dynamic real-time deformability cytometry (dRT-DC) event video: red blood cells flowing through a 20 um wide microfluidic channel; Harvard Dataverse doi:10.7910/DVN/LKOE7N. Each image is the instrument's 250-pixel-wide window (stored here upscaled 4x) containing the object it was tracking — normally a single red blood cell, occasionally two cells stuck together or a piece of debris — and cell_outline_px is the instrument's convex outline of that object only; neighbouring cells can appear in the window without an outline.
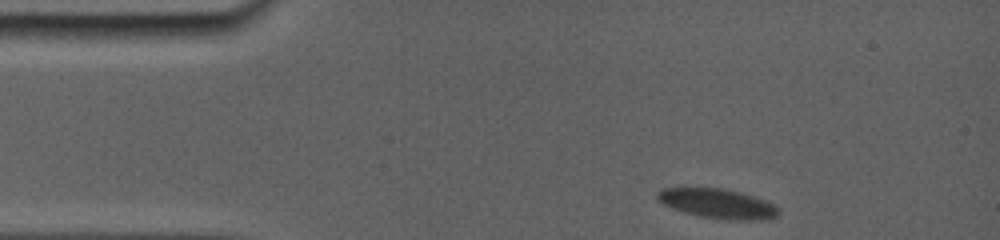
{"species": "common noctule bat (a hibernating species)", "species_latin": "Nyctalus noctula", "temperature_condition": "room temperature", "stored_images_in_passage": 10, "camera_frame_rate_fps": 5000, "um_per_image_px": 0.085, "animal": {"sex": "female", "body_mass_g": 19.0, "forearm_length_mm": 56.7}, "frame": {"image": 1, "passage_image": 1, "time_ms": 0.0, "image_size_px": [1000, 240], "cell_outline_px": [[780, 212], [776, 216], [768, 220], [728, 220], [696, 216], [672, 208], [664, 204], [656, 196], [656, 192], [660, 188], [720, 188], [740, 192], [756, 196], [776, 204], [780, 208]], "centroid_in_image_um": [61.06, 17.31], "position_along_channel_um": 23.9, "area_um2": 21.27}}
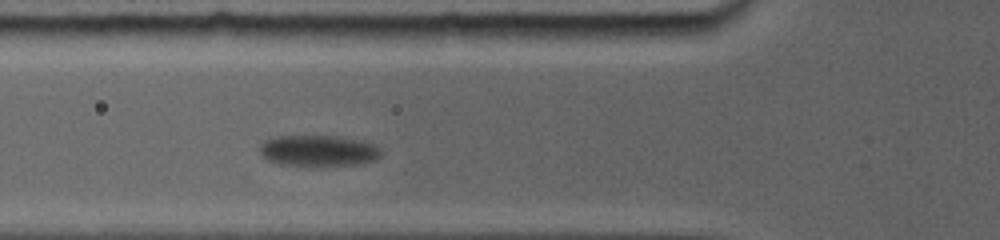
{"frame": {"image": 2, "passage_image": 5, "time_ms": 4.0, "image_size_px": [1000, 240], "cell_outline_px": [[380, 156], [376, 160], [360, 164], [312, 168], [280, 164], [268, 160], [260, 152], [260, 148], [268, 140], [280, 136], [328, 136], [352, 140], [368, 144], [376, 148], [380, 152]], "centroid_in_image_um": [27.02, 12.88], "position_along_channel_um": 98.8, "area_um2": 21.73}}
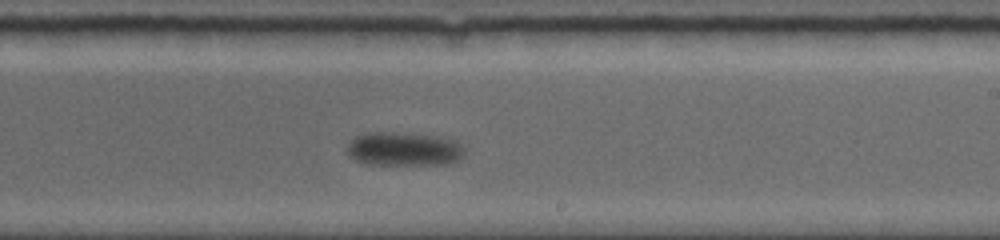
{"frame": {"image": 3, "passage_image": 10, "time_ms": 8.6, "image_size_px": [1000, 240], "cell_outline_px": [[464, 156], [456, 160], [444, 164], [364, 164], [356, 160], [348, 152], [348, 144], [356, 136], [368, 132], [392, 132], [440, 136], [452, 140], [460, 144], [464, 148]], "centroid_in_image_um": [34.33, 12.66], "position_along_channel_um": 254.7, "area_um2": 22.89}}